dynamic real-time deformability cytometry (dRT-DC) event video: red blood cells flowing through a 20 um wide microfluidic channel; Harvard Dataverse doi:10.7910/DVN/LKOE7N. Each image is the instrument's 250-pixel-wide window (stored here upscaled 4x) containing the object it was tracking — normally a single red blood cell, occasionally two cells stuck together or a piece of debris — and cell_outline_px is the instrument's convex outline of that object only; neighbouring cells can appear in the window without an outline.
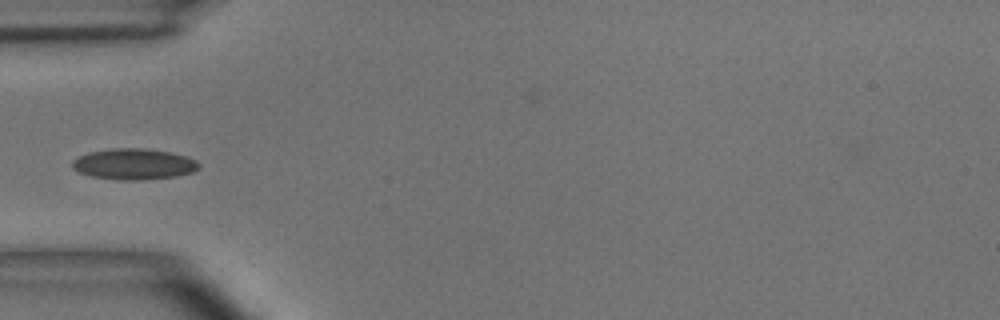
{"species": "common noctule bat (a hibernating species)", "species_latin": "Nyctalus noctula", "temperature_condition": "room temperature", "stored_images_in_passage": 6, "camera_frame_rate_fps": 3000, "um_per_image_px": 0.085, "animal": {"sex": "male", "body_mass_g": 15.6}, "frame": {"image": 1, "passage_image": 6, "time_ms": 5.667, "image_size_px": [1000, 320], "cell_outline_px": [[200, 168], [192, 172], [176, 176], [140, 180], [116, 180], [92, 176], [80, 172], [72, 168], [72, 160], [88, 152], [112, 148], [144, 148], [172, 152], [188, 156], [196, 160], [200, 164]], "centroid_in_image_um": [11.4, 13.94], "position_along_channel_um": 73.6, "area_um2": 23.0}}